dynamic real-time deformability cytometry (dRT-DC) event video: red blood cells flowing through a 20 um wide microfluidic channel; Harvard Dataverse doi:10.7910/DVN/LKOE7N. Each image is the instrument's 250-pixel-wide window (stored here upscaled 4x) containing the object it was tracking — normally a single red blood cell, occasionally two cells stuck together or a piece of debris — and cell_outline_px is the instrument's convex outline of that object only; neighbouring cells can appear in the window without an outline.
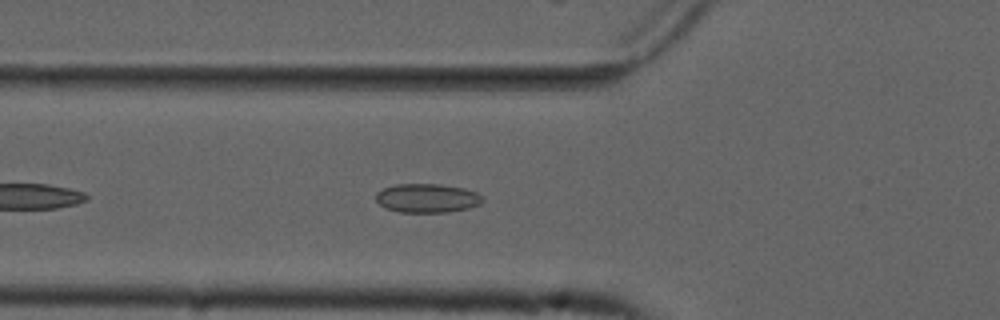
{"species": "common noctule bat (a hibernating species)", "species_latin": "Nyctalus noctula", "temperature_condition": "cold", "stored_images_in_passage": 42, "camera_frame_rate_fps": 3000, "um_per_image_px": 0.085, "animal": {"sex": "male", "forearm_length_mm": 52.5}, "frame": {"image": 1, "passage_image": 7, "time_ms": 2.0, "image_size_px": [1000, 320], "cell_outline_px": [[484, 200], [480, 204], [468, 208], [448, 212], [400, 212], [384, 208], [376, 200], [376, 192], [384, 188], [396, 184], [440, 184], [464, 188], [476, 192], [484, 196]], "centroid_in_image_um": [36.32, 16.84], "position_along_channel_um": 89.5, "area_um2": 18.09}}
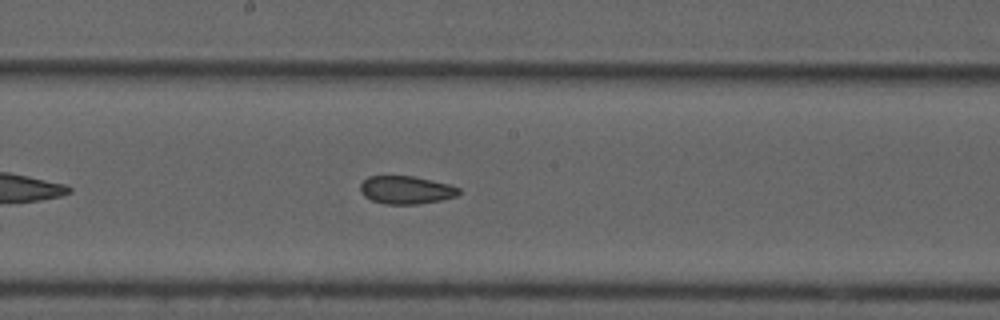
{"frame": {"image": 2, "passage_image": 17, "time_ms": 5.333, "image_size_px": [1000, 320], "cell_outline_px": [[460, 192], [456, 196], [440, 200], [416, 204], [384, 204], [372, 200], [364, 196], [360, 192], [360, 184], [368, 176], [412, 176], [448, 184], [460, 188]], "centroid_in_image_um": [34.48, 16.15], "position_along_channel_um": 213.7, "area_um2": 15.95}}
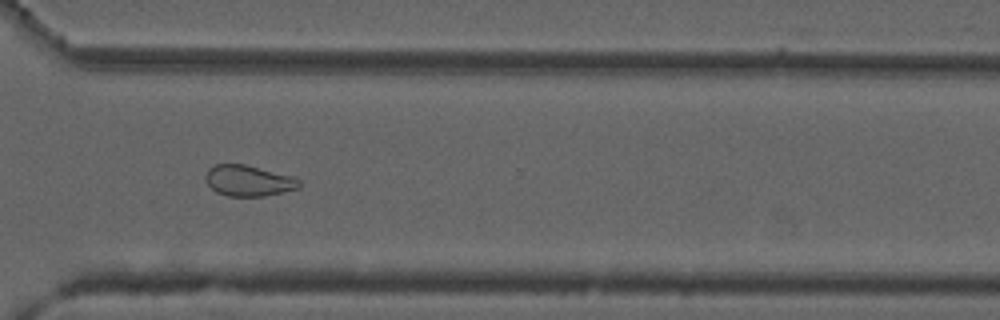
{"frame": {"image": 3, "passage_image": 28, "time_ms": 9.0, "image_size_px": [1000, 320], "cell_outline_px": [[300, 188], [264, 196], [228, 196], [216, 192], [204, 180], [204, 176], [208, 168], [216, 164], [244, 164], [292, 176], [300, 180]], "centroid_in_image_um": [21.09, 15.36], "position_along_channel_um": 349.5, "area_um2": 16.88}, "authors_computed_cell_mechanics": {"area_um2": 17.918, "velocity_mm_per_s": 3.7092, "shape_relaxation_time_tau1_ms": null, "shape_relaxation_time_tau2_ms": 2.4394, "deformation_change_tau1": null, "deformation_change_tau2": 0.0768}}